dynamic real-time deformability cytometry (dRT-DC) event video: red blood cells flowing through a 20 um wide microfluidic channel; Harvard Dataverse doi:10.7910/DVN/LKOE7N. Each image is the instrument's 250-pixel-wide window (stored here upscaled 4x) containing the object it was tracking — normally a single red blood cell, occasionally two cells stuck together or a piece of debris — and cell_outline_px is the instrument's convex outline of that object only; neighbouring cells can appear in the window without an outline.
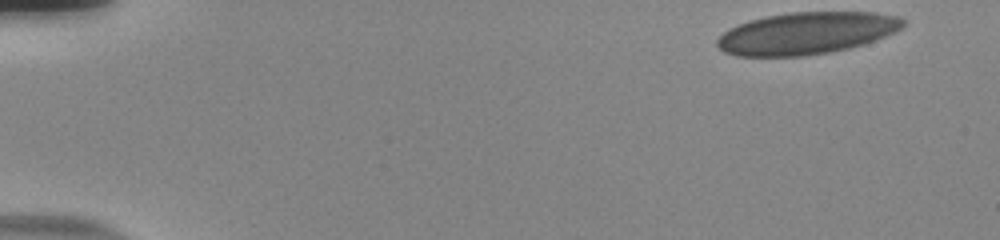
{"species": "human", "species_latin": "Homo sapiens", "temperature_condition": "room temperature", "stored_images_in_passage": 52, "camera_frame_rate_fps": 3000, "um_per_image_px": 0.085, "donor": {"sex": "male"}, "frame": {"image": 1, "passage_image": 1, "time_ms": 0.0, "image_size_px": [1000, 240], "cell_outline_px": [[904, 24], [900, 28], [892, 32], [872, 40], [848, 48], [828, 52], [800, 56], [740, 56], [724, 52], [716, 44], [716, 40], [724, 32], [740, 24], [752, 20], [768, 16], [792, 12], [868, 12], [896, 16], [904, 20]], "centroid_in_image_um": [68.5, 2.82], "position_along_channel_um": 16.5, "area_um2": 44.56}}
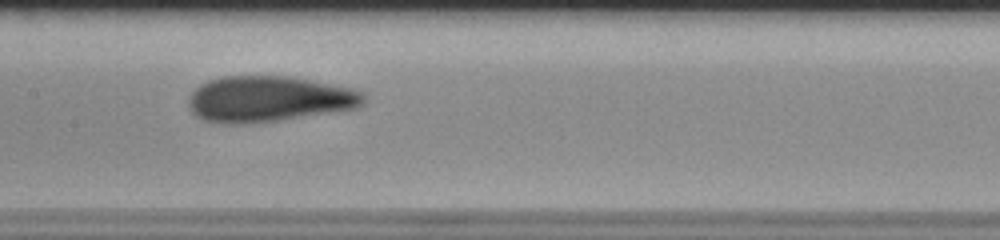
{"frame": {"image": 2, "passage_image": 26, "time_ms": 8.333, "image_size_px": [1000, 240], "cell_outline_px": [[364, 104], [356, 108], [280, 120], [240, 124], [224, 124], [204, 120], [196, 116], [192, 112], [192, 92], [196, 88], [208, 80], [224, 76], [288, 76], [352, 88], [360, 92], [364, 96]], "centroid_in_image_um": [22.86, 8.41], "position_along_channel_um": 184.5, "area_um2": 46.18}}
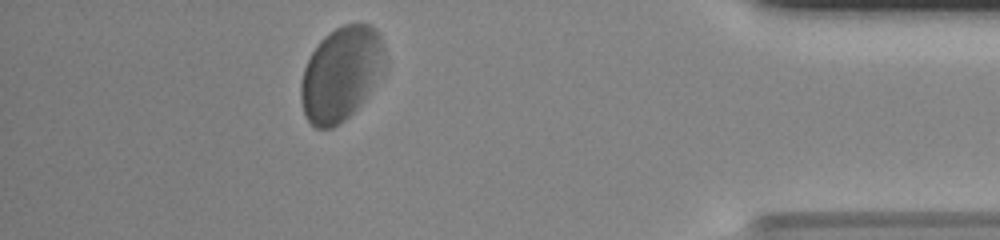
{"frame": {"image": 3, "passage_image": 47, "time_ms": 15.333, "image_size_px": [1000, 240], "cell_outline_px": [[388, 72], [360, 104], [340, 124], [332, 128], [316, 128], [308, 120], [304, 112], [300, 100], [300, 84], [304, 68], [312, 52], [320, 40], [324, 36], [336, 28], [344, 24], [368, 24], [380, 36], [384, 48], [388, 64]], "centroid_in_image_um": [29.05, 6.28], "position_along_channel_um": 406.2, "area_um2": 46.64}, "authors_computed_cell_mechanics": {"area_um2": 45.4597, "velocity_mm_per_s": 3.6901, "shape_relaxation_time_tau1_ms": 4.4037, "shape_relaxation_time_tau2_ms": 1.163, "deformation_change_tau1": 0.0757, "deformation_change_tau2": 0.0614}}